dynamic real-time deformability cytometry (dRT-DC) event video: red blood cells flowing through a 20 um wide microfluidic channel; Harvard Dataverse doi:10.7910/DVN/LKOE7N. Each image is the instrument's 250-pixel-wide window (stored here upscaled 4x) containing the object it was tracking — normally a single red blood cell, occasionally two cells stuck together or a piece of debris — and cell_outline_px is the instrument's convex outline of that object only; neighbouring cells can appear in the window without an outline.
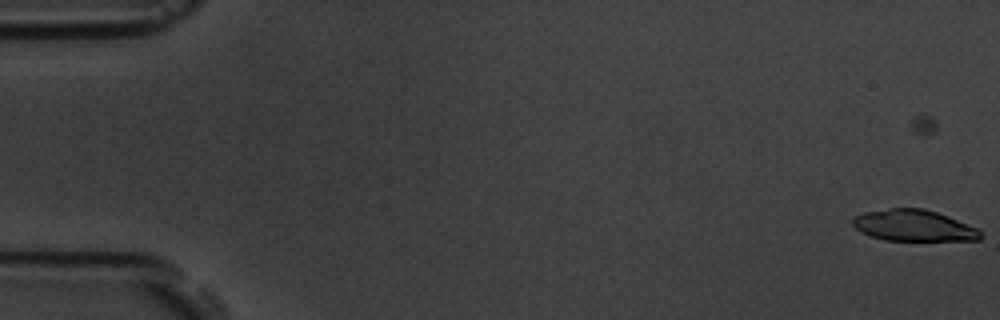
{"species": "common noctule bat (a hibernating species)", "species_latin": "Nyctalus noctula", "temperature_condition": "room temperature", "stored_images_in_passage": 7, "segment_of_instrument_passage": [1, 2], "camera_frame_rate_fps": 3000, "um_per_image_px": 0.085, "animal": {"sex": "male", "body_mass_g": 19.5, "forearm_length_mm": 54.6}, "frame": {"image": 1, "passage_image": 1, "time_ms": 0.0, "image_size_px": [1000, 320], "cell_outline_px": [[984, 236], [980, 240], [884, 240], [860, 232], [852, 224], [852, 220], [856, 216], [864, 212], [892, 208], [924, 208], [948, 216], [980, 228]], "centroid_in_image_um": [77.72, 19.17], "position_along_channel_um": 7.3, "area_um2": 23.41}}
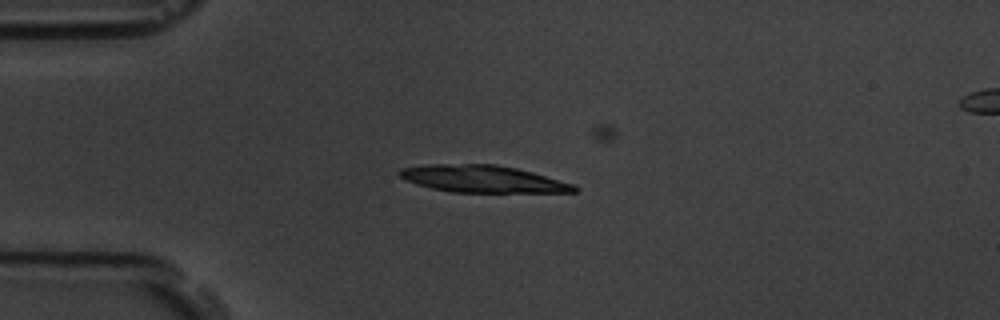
{"frame": {"image": 2, "passage_image": 5, "time_ms": 4.667, "image_size_px": [1000, 320], "cell_outline_px": [[580, 188], [576, 192], [452, 192], [432, 188], [416, 184], [404, 180], [396, 172], [400, 168], [424, 164], [496, 164], [516, 168], [532, 172], [576, 184]], "centroid_in_image_um": [41.02, 15.2], "position_along_channel_um": 44.0, "area_um2": 27.8}}